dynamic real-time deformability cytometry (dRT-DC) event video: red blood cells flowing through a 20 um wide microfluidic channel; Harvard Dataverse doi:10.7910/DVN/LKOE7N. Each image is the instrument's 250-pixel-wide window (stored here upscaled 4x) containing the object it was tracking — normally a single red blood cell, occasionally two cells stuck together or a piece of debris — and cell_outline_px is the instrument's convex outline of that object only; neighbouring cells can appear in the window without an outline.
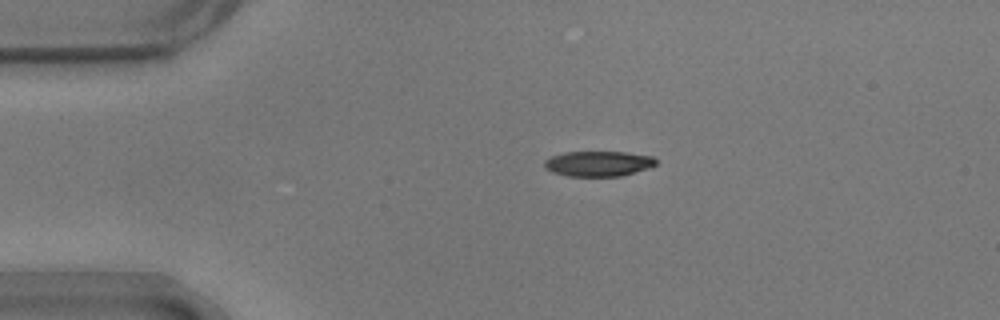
{"species": "common noctule bat (a hibernating species)", "species_latin": "Nyctalus noctula", "temperature_condition": "warm", "stored_images_in_passage": 46, "camera_frame_rate_fps": 3000, "um_per_image_px": 0.085, "animal": {"sex": "male", "body_mass_g": 17.9}, "frame": {"image": 1, "passage_image": 1, "time_ms": 0.0, "image_size_px": [1000, 320], "cell_outline_px": [[656, 164], [648, 168], [620, 176], [568, 176], [552, 172], [544, 168], [544, 160], [552, 156], [564, 152], [624, 152], [652, 156], [656, 160]], "centroid_in_image_um": [50.82, 13.91], "position_along_channel_um": 34.2, "area_um2": 16.36}}
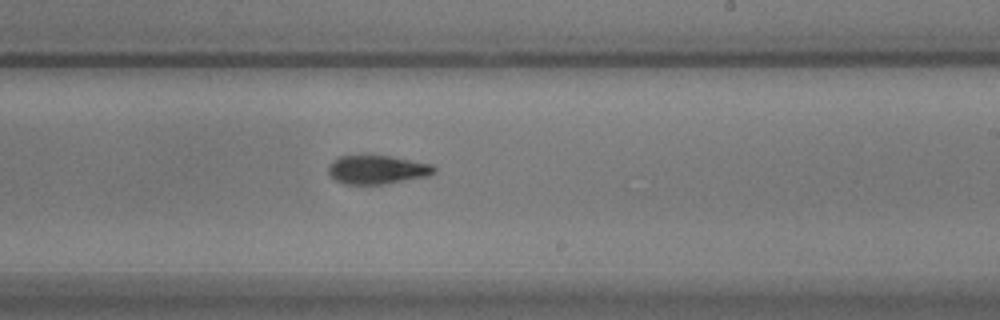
{"frame": {"image": 2, "passage_image": 23, "time_ms": 7.333, "image_size_px": [1000, 320], "cell_outline_px": [[436, 172], [428, 176], [368, 188], [344, 184], [328, 176], [328, 164], [336, 156], [360, 152], [392, 156], [432, 164], [436, 168]], "centroid_in_image_um": [31.97, 14.42], "position_along_channel_um": 257.0, "area_um2": 19.42}}
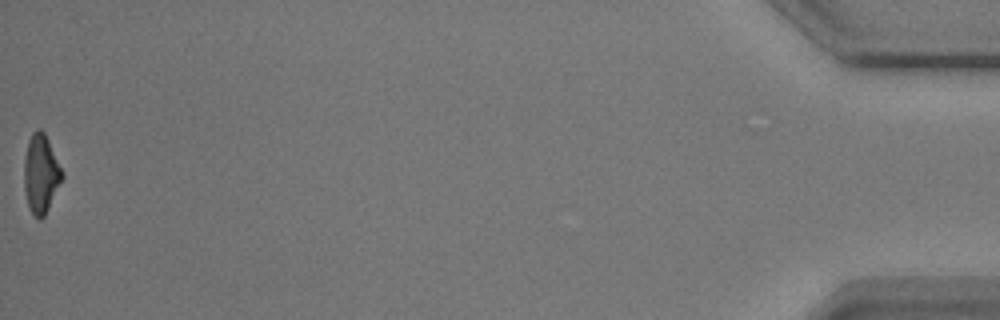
{"frame": {"image": 3, "passage_image": 46, "time_ms": 15.0, "image_size_px": [1000, 320], "cell_outline_px": [[64, 176], [44, 216], [40, 220], [28, 208], [24, 192], [24, 160], [28, 140], [32, 132], [36, 128], [40, 128], [44, 132], [64, 172]], "centroid_in_image_um": [3.47, 14.75], "position_along_channel_um": 431.7, "area_um2": 17.51}, "authors_computed_cell_mechanics": {"area_um2": 18.4671, "velocity_mm_per_s": 3.5697, "shape_relaxation_time_tau1_ms": 3.0526, "shape_relaxation_time_tau2_ms": 3.0093, "deformation_change_tau1": 0.1369, "deformation_change_tau2": 0.0944}}